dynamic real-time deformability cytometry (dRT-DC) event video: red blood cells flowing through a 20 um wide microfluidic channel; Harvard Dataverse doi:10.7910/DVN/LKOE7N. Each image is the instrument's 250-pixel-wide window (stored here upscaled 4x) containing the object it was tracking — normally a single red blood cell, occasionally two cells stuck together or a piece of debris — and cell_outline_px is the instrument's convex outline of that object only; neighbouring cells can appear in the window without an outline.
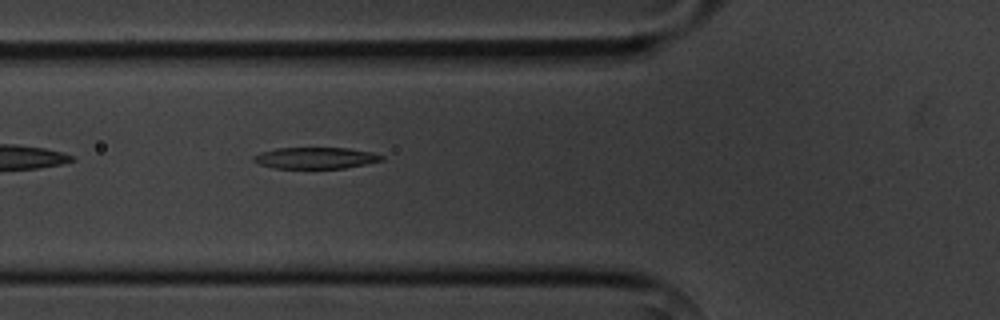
{"species": "common noctule bat (a hibernating species)", "species_latin": "Nyctalus noctula", "temperature_condition": "cold", "stored_images_in_passage": 6, "camera_frame_rate_fps": 3000, "um_per_image_px": 0.085, "animal": {"sex": "male", "body_mass_g": 20.1, "forearm_length_mm": 53.5}, "frame": {"image": 1, "passage_image": 6, "time_ms": 5.667, "image_size_px": [1000, 320], "cell_outline_px": [[384, 160], [344, 168], [276, 168], [260, 164], [252, 160], [252, 156], [260, 152], [276, 148], [348, 148], [372, 152], [384, 156]], "centroid_in_image_um": [26.81, 13.42], "position_along_channel_um": 99.0, "area_um2": 15.9}}